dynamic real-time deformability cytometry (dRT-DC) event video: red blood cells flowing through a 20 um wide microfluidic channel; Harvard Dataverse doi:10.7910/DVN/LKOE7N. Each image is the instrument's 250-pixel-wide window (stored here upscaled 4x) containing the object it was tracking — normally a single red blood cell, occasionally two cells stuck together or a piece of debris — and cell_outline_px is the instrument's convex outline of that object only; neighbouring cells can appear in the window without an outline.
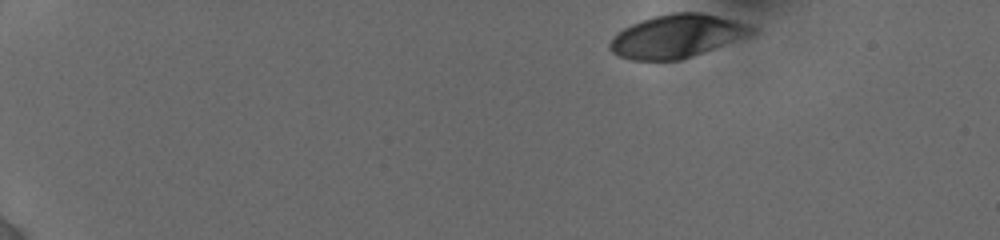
{"species": "human", "species_latin": "Homo sapiens", "temperature_condition": "cold", "stored_images_in_passage": 12, "camera_frame_rate_fps": 3000, "um_per_image_px": 0.085, "donor": {"sex": "female"}, "frame": {"image": 1, "passage_image": 1, "time_ms": 0.0, "image_size_px": [1000, 240], "cell_outline_px": [[756, 32], [680, 60], [632, 60], [620, 56], [612, 52], [608, 48], [608, 44], [624, 28], [640, 20], [656, 16], [676, 12], [700, 12], [732, 20], [756, 28]], "centroid_in_image_um": [57.47, 3.07], "position_along_channel_um": 27.5, "area_um2": 34.68}}
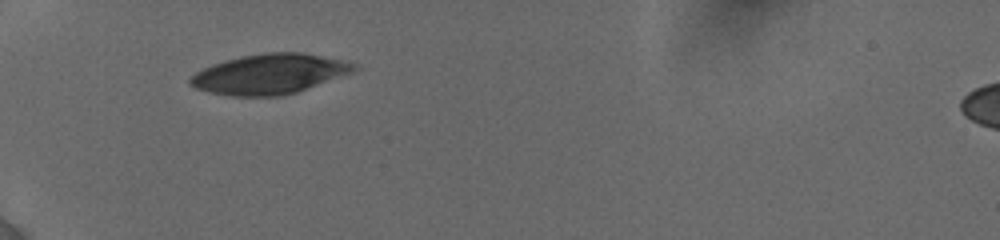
{"frame": {"image": 2, "passage_image": 9, "time_ms": 3.667, "image_size_px": [1000, 240], "cell_outline_px": [[360, 68], [352, 72], [296, 92], [276, 96], [232, 96], [212, 92], [196, 88], [188, 84], [188, 80], [196, 72], [204, 68], [224, 60], [240, 56], [264, 52], [304, 52], [340, 60], [356, 64]], "centroid_in_image_um": [22.89, 6.28], "position_along_channel_um": 62.1, "area_um2": 37.86}}
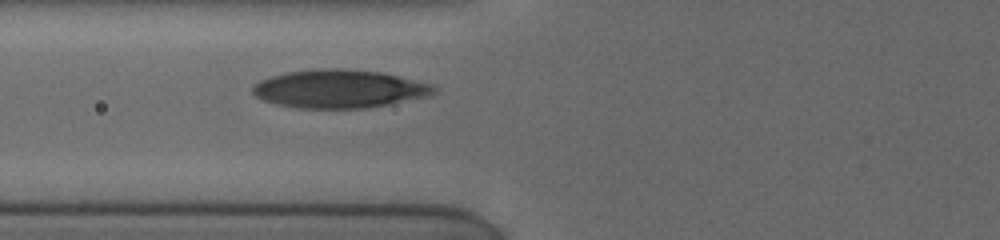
{"frame": {"image": 3, "passage_image": 12, "time_ms": 5.0, "image_size_px": [1000, 240], "cell_outline_px": [[436, 92], [424, 96], [388, 104], [368, 108], [296, 108], [276, 104], [264, 100], [256, 96], [252, 92], [252, 88], [260, 80], [272, 76], [288, 72], [316, 68], [344, 68], [384, 72], [432, 84], [436, 88]], "centroid_in_image_um": [28.83, 7.54], "position_along_channel_um": 97.0, "area_um2": 40.34}}